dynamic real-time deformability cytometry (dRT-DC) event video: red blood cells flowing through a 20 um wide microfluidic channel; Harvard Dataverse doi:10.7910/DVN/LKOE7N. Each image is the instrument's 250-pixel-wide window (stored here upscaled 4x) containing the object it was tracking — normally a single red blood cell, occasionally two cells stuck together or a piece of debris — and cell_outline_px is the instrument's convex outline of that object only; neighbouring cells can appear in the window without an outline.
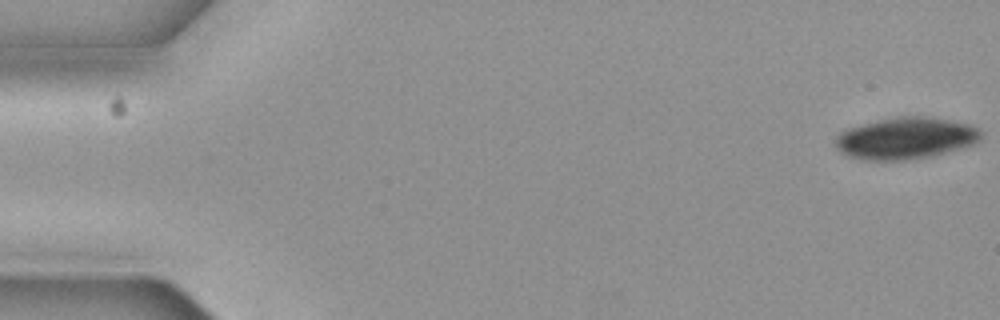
{"species": "common noctule bat (a hibernating species)", "species_latin": "Nyctalus noctula", "temperature_condition": "cold", "stored_images_in_passage": 7, "camera_frame_rate_fps": 3000, "um_per_image_px": 0.085, "animal": {"sex": "female", "body_mass_g": 19.3, "forearm_length_mm": 54.1}, "frame": {"image": 1, "passage_image": 1, "time_ms": 0.0, "image_size_px": [1000, 320], "cell_outline_px": [[984, 132], [980, 140], [976, 144], [964, 148], [932, 156], [908, 160], [860, 160], [844, 156], [832, 144], [836, 136], [844, 128], [880, 120], [900, 116], [916, 116], [948, 120], [972, 124]], "centroid_in_image_um": [76.96, 11.77], "position_along_channel_um": 8.0, "area_um2": 36.07}}
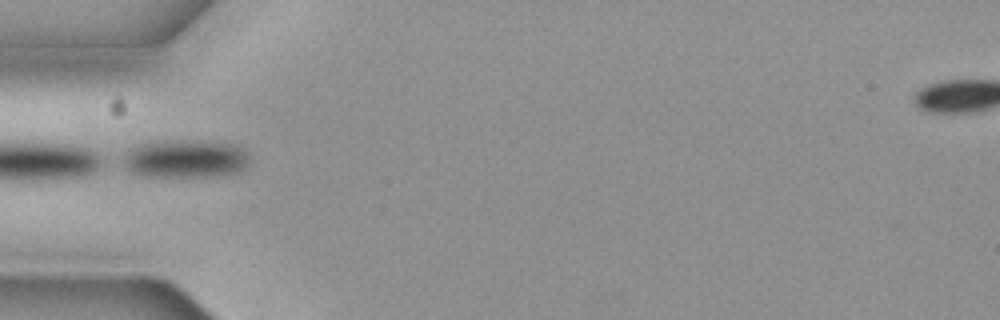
{"frame": {"image": 2, "passage_image": 6, "time_ms": 1.667, "image_size_px": [1000, 320], "cell_outline_px": [[248, 164], [240, 172], [224, 176], [152, 176], [132, 172], [124, 164], [124, 156], [128, 148], [140, 144], [168, 140], [212, 140], [232, 144], [240, 148], [244, 152]], "centroid_in_image_um": [15.78, 13.48], "position_along_channel_um": 69.2, "area_um2": 28.09}}